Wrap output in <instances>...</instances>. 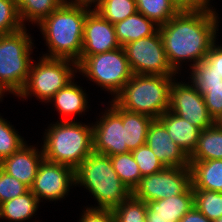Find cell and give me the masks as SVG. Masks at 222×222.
I'll return each mask as SVG.
<instances>
[{
	"label": "cell",
	"instance_id": "cell-7",
	"mask_svg": "<svg viewBox=\"0 0 222 222\" xmlns=\"http://www.w3.org/2000/svg\"><path fill=\"white\" fill-rule=\"evenodd\" d=\"M39 61L37 64H31L27 82L17 96L27 98L33 94L42 102L47 100L48 103L60 89L74 79V73L78 72V64L70 59L44 56Z\"/></svg>",
	"mask_w": 222,
	"mask_h": 222
},
{
	"label": "cell",
	"instance_id": "cell-14",
	"mask_svg": "<svg viewBox=\"0 0 222 222\" xmlns=\"http://www.w3.org/2000/svg\"><path fill=\"white\" fill-rule=\"evenodd\" d=\"M120 47L115 26L92 9L84 22L81 56L101 54Z\"/></svg>",
	"mask_w": 222,
	"mask_h": 222
},
{
	"label": "cell",
	"instance_id": "cell-28",
	"mask_svg": "<svg viewBox=\"0 0 222 222\" xmlns=\"http://www.w3.org/2000/svg\"><path fill=\"white\" fill-rule=\"evenodd\" d=\"M94 10L114 25L135 14L137 4L136 0H101Z\"/></svg>",
	"mask_w": 222,
	"mask_h": 222
},
{
	"label": "cell",
	"instance_id": "cell-16",
	"mask_svg": "<svg viewBox=\"0 0 222 222\" xmlns=\"http://www.w3.org/2000/svg\"><path fill=\"white\" fill-rule=\"evenodd\" d=\"M38 150L25 143L12 155L3 159L0 162V168L30 189L34 183L38 167L44 159L42 150L40 152Z\"/></svg>",
	"mask_w": 222,
	"mask_h": 222
},
{
	"label": "cell",
	"instance_id": "cell-10",
	"mask_svg": "<svg viewBox=\"0 0 222 222\" xmlns=\"http://www.w3.org/2000/svg\"><path fill=\"white\" fill-rule=\"evenodd\" d=\"M191 186L190 167L165 166L156 174L143 176L132 195L146 203L183 194Z\"/></svg>",
	"mask_w": 222,
	"mask_h": 222
},
{
	"label": "cell",
	"instance_id": "cell-8",
	"mask_svg": "<svg viewBox=\"0 0 222 222\" xmlns=\"http://www.w3.org/2000/svg\"><path fill=\"white\" fill-rule=\"evenodd\" d=\"M77 64L79 72L115 96L133 75L123 47L101 54L80 56Z\"/></svg>",
	"mask_w": 222,
	"mask_h": 222
},
{
	"label": "cell",
	"instance_id": "cell-43",
	"mask_svg": "<svg viewBox=\"0 0 222 222\" xmlns=\"http://www.w3.org/2000/svg\"><path fill=\"white\" fill-rule=\"evenodd\" d=\"M214 124L222 130V113L214 119Z\"/></svg>",
	"mask_w": 222,
	"mask_h": 222
},
{
	"label": "cell",
	"instance_id": "cell-23",
	"mask_svg": "<svg viewBox=\"0 0 222 222\" xmlns=\"http://www.w3.org/2000/svg\"><path fill=\"white\" fill-rule=\"evenodd\" d=\"M39 200L29 189L23 195L17 196L1 204L0 218L15 222L30 219L38 210Z\"/></svg>",
	"mask_w": 222,
	"mask_h": 222
},
{
	"label": "cell",
	"instance_id": "cell-22",
	"mask_svg": "<svg viewBox=\"0 0 222 222\" xmlns=\"http://www.w3.org/2000/svg\"><path fill=\"white\" fill-rule=\"evenodd\" d=\"M82 87L77 86L74 81L60 89L48 102H54V106L61 115L68 117L73 114H81L88 108L86 94Z\"/></svg>",
	"mask_w": 222,
	"mask_h": 222
},
{
	"label": "cell",
	"instance_id": "cell-20",
	"mask_svg": "<svg viewBox=\"0 0 222 222\" xmlns=\"http://www.w3.org/2000/svg\"><path fill=\"white\" fill-rule=\"evenodd\" d=\"M114 26L121 47L140 38L149 37L159 30V25L140 12H136Z\"/></svg>",
	"mask_w": 222,
	"mask_h": 222
},
{
	"label": "cell",
	"instance_id": "cell-13",
	"mask_svg": "<svg viewBox=\"0 0 222 222\" xmlns=\"http://www.w3.org/2000/svg\"><path fill=\"white\" fill-rule=\"evenodd\" d=\"M75 184V170L67 165L42 160L30 190L41 201L59 200L68 195L70 185Z\"/></svg>",
	"mask_w": 222,
	"mask_h": 222
},
{
	"label": "cell",
	"instance_id": "cell-36",
	"mask_svg": "<svg viewBox=\"0 0 222 222\" xmlns=\"http://www.w3.org/2000/svg\"><path fill=\"white\" fill-rule=\"evenodd\" d=\"M191 83H206V84H215L222 81V77L214 73L210 68L203 62L191 66Z\"/></svg>",
	"mask_w": 222,
	"mask_h": 222
},
{
	"label": "cell",
	"instance_id": "cell-19",
	"mask_svg": "<svg viewBox=\"0 0 222 222\" xmlns=\"http://www.w3.org/2000/svg\"><path fill=\"white\" fill-rule=\"evenodd\" d=\"M193 189L222 192V159L190 161Z\"/></svg>",
	"mask_w": 222,
	"mask_h": 222
},
{
	"label": "cell",
	"instance_id": "cell-27",
	"mask_svg": "<svg viewBox=\"0 0 222 222\" xmlns=\"http://www.w3.org/2000/svg\"><path fill=\"white\" fill-rule=\"evenodd\" d=\"M113 168L120 180L131 190L139 184L142 178L138 164L131 152L110 156Z\"/></svg>",
	"mask_w": 222,
	"mask_h": 222
},
{
	"label": "cell",
	"instance_id": "cell-34",
	"mask_svg": "<svg viewBox=\"0 0 222 222\" xmlns=\"http://www.w3.org/2000/svg\"><path fill=\"white\" fill-rule=\"evenodd\" d=\"M131 153L138 164L142 177L156 174L165 167L147 144L138 147Z\"/></svg>",
	"mask_w": 222,
	"mask_h": 222
},
{
	"label": "cell",
	"instance_id": "cell-15",
	"mask_svg": "<svg viewBox=\"0 0 222 222\" xmlns=\"http://www.w3.org/2000/svg\"><path fill=\"white\" fill-rule=\"evenodd\" d=\"M146 144L166 167H189V156L169 136L165 126L153 119L147 132Z\"/></svg>",
	"mask_w": 222,
	"mask_h": 222
},
{
	"label": "cell",
	"instance_id": "cell-37",
	"mask_svg": "<svg viewBox=\"0 0 222 222\" xmlns=\"http://www.w3.org/2000/svg\"><path fill=\"white\" fill-rule=\"evenodd\" d=\"M80 222H116L112 209L87 207Z\"/></svg>",
	"mask_w": 222,
	"mask_h": 222
},
{
	"label": "cell",
	"instance_id": "cell-38",
	"mask_svg": "<svg viewBox=\"0 0 222 222\" xmlns=\"http://www.w3.org/2000/svg\"><path fill=\"white\" fill-rule=\"evenodd\" d=\"M215 44L216 43L212 45L203 62L210 68V70L222 77V46Z\"/></svg>",
	"mask_w": 222,
	"mask_h": 222
},
{
	"label": "cell",
	"instance_id": "cell-39",
	"mask_svg": "<svg viewBox=\"0 0 222 222\" xmlns=\"http://www.w3.org/2000/svg\"><path fill=\"white\" fill-rule=\"evenodd\" d=\"M179 11H210V0H172Z\"/></svg>",
	"mask_w": 222,
	"mask_h": 222
},
{
	"label": "cell",
	"instance_id": "cell-17",
	"mask_svg": "<svg viewBox=\"0 0 222 222\" xmlns=\"http://www.w3.org/2000/svg\"><path fill=\"white\" fill-rule=\"evenodd\" d=\"M194 206L192 186L183 194L146 202V218L170 219L178 222Z\"/></svg>",
	"mask_w": 222,
	"mask_h": 222
},
{
	"label": "cell",
	"instance_id": "cell-11",
	"mask_svg": "<svg viewBox=\"0 0 222 222\" xmlns=\"http://www.w3.org/2000/svg\"><path fill=\"white\" fill-rule=\"evenodd\" d=\"M169 111L188 120L200 130L214 125V118L208 112L203 94L193 84L173 80L170 88Z\"/></svg>",
	"mask_w": 222,
	"mask_h": 222
},
{
	"label": "cell",
	"instance_id": "cell-6",
	"mask_svg": "<svg viewBox=\"0 0 222 222\" xmlns=\"http://www.w3.org/2000/svg\"><path fill=\"white\" fill-rule=\"evenodd\" d=\"M32 39L24 27L18 32L0 36V89L16 96L24 88L32 59Z\"/></svg>",
	"mask_w": 222,
	"mask_h": 222
},
{
	"label": "cell",
	"instance_id": "cell-32",
	"mask_svg": "<svg viewBox=\"0 0 222 222\" xmlns=\"http://www.w3.org/2000/svg\"><path fill=\"white\" fill-rule=\"evenodd\" d=\"M25 144L11 124L0 117V162Z\"/></svg>",
	"mask_w": 222,
	"mask_h": 222
},
{
	"label": "cell",
	"instance_id": "cell-33",
	"mask_svg": "<svg viewBox=\"0 0 222 222\" xmlns=\"http://www.w3.org/2000/svg\"><path fill=\"white\" fill-rule=\"evenodd\" d=\"M203 94L209 114L215 119L222 113V81L215 84L192 83Z\"/></svg>",
	"mask_w": 222,
	"mask_h": 222
},
{
	"label": "cell",
	"instance_id": "cell-42",
	"mask_svg": "<svg viewBox=\"0 0 222 222\" xmlns=\"http://www.w3.org/2000/svg\"><path fill=\"white\" fill-rule=\"evenodd\" d=\"M145 222H173L170 219H162V218H146Z\"/></svg>",
	"mask_w": 222,
	"mask_h": 222
},
{
	"label": "cell",
	"instance_id": "cell-24",
	"mask_svg": "<svg viewBox=\"0 0 222 222\" xmlns=\"http://www.w3.org/2000/svg\"><path fill=\"white\" fill-rule=\"evenodd\" d=\"M222 159V130L215 124L201 130L197 146L189 156V161Z\"/></svg>",
	"mask_w": 222,
	"mask_h": 222
},
{
	"label": "cell",
	"instance_id": "cell-35",
	"mask_svg": "<svg viewBox=\"0 0 222 222\" xmlns=\"http://www.w3.org/2000/svg\"><path fill=\"white\" fill-rule=\"evenodd\" d=\"M29 188L0 168V202L1 204L23 195Z\"/></svg>",
	"mask_w": 222,
	"mask_h": 222
},
{
	"label": "cell",
	"instance_id": "cell-30",
	"mask_svg": "<svg viewBox=\"0 0 222 222\" xmlns=\"http://www.w3.org/2000/svg\"><path fill=\"white\" fill-rule=\"evenodd\" d=\"M116 222H145L146 203L132 194L112 209Z\"/></svg>",
	"mask_w": 222,
	"mask_h": 222
},
{
	"label": "cell",
	"instance_id": "cell-3",
	"mask_svg": "<svg viewBox=\"0 0 222 222\" xmlns=\"http://www.w3.org/2000/svg\"><path fill=\"white\" fill-rule=\"evenodd\" d=\"M50 125L41 148L44 159L75 170L93 152L92 125L69 119Z\"/></svg>",
	"mask_w": 222,
	"mask_h": 222
},
{
	"label": "cell",
	"instance_id": "cell-9",
	"mask_svg": "<svg viewBox=\"0 0 222 222\" xmlns=\"http://www.w3.org/2000/svg\"><path fill=\"white\" fill-rule=\"evenodd\" d=\"M122 47L133 74L176 75L168 62L159 30L149 37L140 38Z\"/></svg>",
	"mask_w": 222,
	"mask_h": 222
},
{
	"label": "cell",
	"instance_id": "cell-4",
	"mask_svg": "<svg viewBox=\"0 0 222 222\" xmlns=\"http://www.w3.org/2000/svg\"><path fill=\"white\" fill-rule=\"evenodd\" d=\"M78 184L92 193L97 208L113 209L132 194L115 172L110 156L95 152L75 169V186Z\"/></svg>",
	"mask_w": 222,
	"mask_h": 222
},
{
	"label": "cell",
	"instance_id": "cell-44",
	"mask_svg": "<svg viewBox=\"0 0 222 222\" xmlns=\"http://www.w3.org/2000/svg\"><path fill=\"white\" fill-rule=\"evenodd\" d=\"M13 3H15L16 5H18L22 0H11Z\"/></svg>",
	"mask_w": 222,
	"mask_h": 222
},
{
	"label": "cell",
	"instance_id": "cell-12",
	"mask_svg": "<svg viewBox=\"0 0 222 222\" xmlns=\"http://www.w3.org/2000/svg\"><path fill=\"white\" fill-rule=\"evenodd\" d=\"M100 121L93 128V152L113 156L130 152L125 143V127L122 124V108L113 100Z\"/></svg>",
	"mask_w": 222,
	"mask_h": 222
},
{
	"label": "cell",
	"instance_id": "cell-26",
	"mask_svg": "<svg viewBox=\"0 0 222 222\" xmlns=\"http://www.w3.org/2000/svg\"><path fill=\"white\" fill-rule=\"evenodd\" d=\"M137 12L161 26L180 11L172 0H136Z\"/></svg>",
	"mask_w": 222,
	"mask_h": 222
},
{
	"label": "cell",
	"instance_id": "cell-5",
	"mask_svg": "<svg viewBox=\"0 0 222 222\" xmlns=\"http://www.w3.org/2000/svg\"><path fill=\"white\" fill-rule=\"evenodd\" d=\"M173 76L133 74L113 98L121 108L158 119L169 110Z\"/></svg>",
	"mask_w": 222,
	"mask_h": 222
},
{
	"label": "cell",
	"instance_id": "cell-1",
	"mask_svg": "<svg viewBox=\"0 0 222 222\" xmlns=\"http://www.w3.org/2000/svg\"><path fill=\"white\" fill-rule=\"evenodd\" d=\"M218 16L210 11H180L159 26L168 62L178 74L184 60L203 61L216 41ZM183 60V61H182Z\"/></svg>",
	"mask_w": 222,
	"mask_h": 222
},
{
	"label": "cell",
	"instance_id": "cell-41",
	"mask_svg": "<svg viewBox=\"0 0 222 222\" xmlns=\"http://www.w3.org/2000/svg\"><path fill=\"white\" fill-rule=\"evenodd\" d=\"M65 3L68 4H73V5H81V6H86L91 8V4L94 3L95 7L101 2V0H64ZM96 2V3H95Z\"/></svg>",
	"mask_w": 222,
	"mask_h": 222
},
{
	"label": "cell",
	"instance_id": "cell-40",
	"mask_svg": "<svg viewBox=\"0 0 222 222\" xmlns=\"http://www.w3.org/2000/svg\"><path fill=\"white\" fill-rule=\"evenodd\" d=\"M178 222H212L193 206Z\"/></svg>",
	"mask_w": 222,
	"mask_h": 222
},
{
	"label": "cell",
	"instance_id": "cell-21",
	"mask_svg": "<svg viewBox=\"0 0 222 222\" xmlns=\"http://www.w3.org/2000/svg\"><path fill=\"white\" fill-rule=\"evenodd\" d=\"M153 118L122 108V124L125 127V143L130 152L146 144L147 132Z\"/></svg>",
	"mask_w": 222,
	"mask_h": 222
},
{
	"label": "cell",
	"instance_id": "cell-45",
	"mask_svg": "<svg viewBox=\"0 0 222 222\" xmlns=\"http://www.w3.org/2000/svg\"><path fill=\"white\" fill-rule=\"evenodd\" d=\"M213 222H222V217L218 218L217 220H215Z\"/></svg>",
	"mask_w": 222,
	"mask_h": 222
},
{
	"label": "cell",
	"instance_id": "cell-18",
	"mask_svg": "<svg viewBox=\"0 0 222 222\" xmlns=\"http://www.w3.org/2000/svg\"><path fill=\"white\" fill-rule=\"evenodd\" d=\"M158 120L165 126L174 143L190 156L197 146L201 130L169 110Z\"/></svg>",
	"mask_w": 222,
	"mask_h": 222
},
{
	"label": "cell",
	"instance_id": "cell-31",
	"mask_svg": "<svg viewBox=\"0 0 222 222\" xmlns=\"http://www.w3.org/2000/svg\"><path fill=\"white\" fill-rule=\"evenodd\" d=\"M24 27L17 5L11 0H0V36L18 32Z\"/></svg>",
	"mask_w": 222,
	"mask_h": 222
},
{
	"label": "cell",
	"instance_id": "cell-2",
	"mask_svg": "<svg viewBox=\"0 0 222 222\" xmlns=\"http://www.w3.org/2000/svg\"><path fill=\"white\" fill-rule=\"evenodd\" d=\"M88 8L64 2L39 23L49 48L48 55L44 54V57L80 61L84 22L91 11Z\"/></svg>",
	"mask_w": 222,
	"mask_h": 222
},
{
	"label": "cell",
	"instance_id": "cell-46",
	"mask_svg": "<svg viewBox=\"0 0 222 222\" xmlns=\"http://www.w3.org/2000/svg\"><path fill=\"white\" fill-rule=\"evenodd\" d=\"M4 92L0 89V99L2 98Z\"/></svg>",
	"mask_w": 222,
	"mask_h": 222
},
{
	"label": "cell",
	"instance_id": "cell-25",
	"mask_svg": "<svg viewBox=\"0 0 222 222\" xmlns=\"http://www.w3.org/2000/svg\"><path fill=\"white\" fill-rule=\"evenodd\" d=\"M63 3L64 0H22L17 8L23 25L25 20L39 24Z\"/></svg>",
	"mask_w": 222,
	"mask_h": 222
},
{
	"label": "cell",
	"instance_id": "cell-29",
	"mask_svg": "<svg viewBox=\"0 0 222 222\" xmlns=\"http://www.w3.org/2000/svg\"><path fill=\"white\" fill-rule=\"evenodd\" d=\"M194 206L212 222L222 217V192L193 189Z\"/></svg>",
	"mask_w": 222,
	"mask_h": 222
}]
</instances>
